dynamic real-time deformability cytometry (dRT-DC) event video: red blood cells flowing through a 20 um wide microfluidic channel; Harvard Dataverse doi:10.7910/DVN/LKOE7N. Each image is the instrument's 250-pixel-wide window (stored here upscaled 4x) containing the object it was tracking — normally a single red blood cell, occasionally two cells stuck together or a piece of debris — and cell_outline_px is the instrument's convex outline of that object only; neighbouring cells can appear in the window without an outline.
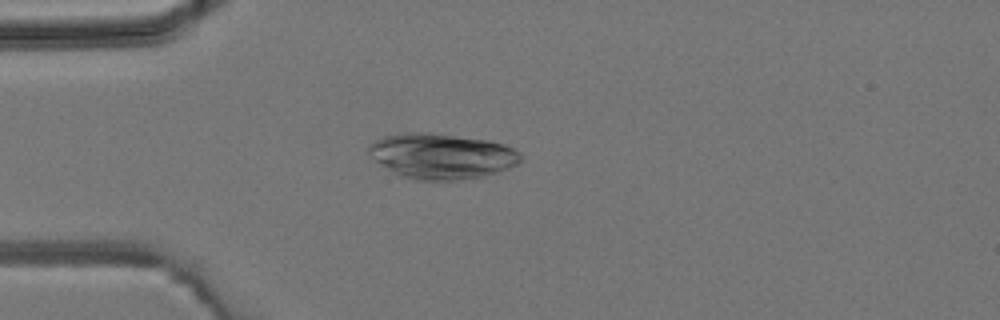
{"species": "common noctule bat (a hibernating species)", "species_latin": "Nyctalus noctula", "temperature_condition": "room temperature", "stored_images_in_passage": 3, "camera_frame_rate_fps": 3000, "um_per_image_px": 0.085, "animal": {"sex": "male", "body_mass_g": 19.2, "forearm_length_mm": 51.8}, "frame": {"image": 1, "passage_image": 2, "time_ms": 1.333, "image_size_px": [1000, 320], "cell_outline_px": [[520, 160], [516, 164], [508, 168], [496, 172], [480, 176], [456, 180], [412, 180], [400, 176], [376, 160], [368, 152], [368, 144], [384, 136], [404, 132], [428, 132], [488, 140], [504, 144], [520, 152]], "centroid_in_image_um": [37.51, 13.25], "position_along_channel_um": 47.5, "area_um2": 39.88}}